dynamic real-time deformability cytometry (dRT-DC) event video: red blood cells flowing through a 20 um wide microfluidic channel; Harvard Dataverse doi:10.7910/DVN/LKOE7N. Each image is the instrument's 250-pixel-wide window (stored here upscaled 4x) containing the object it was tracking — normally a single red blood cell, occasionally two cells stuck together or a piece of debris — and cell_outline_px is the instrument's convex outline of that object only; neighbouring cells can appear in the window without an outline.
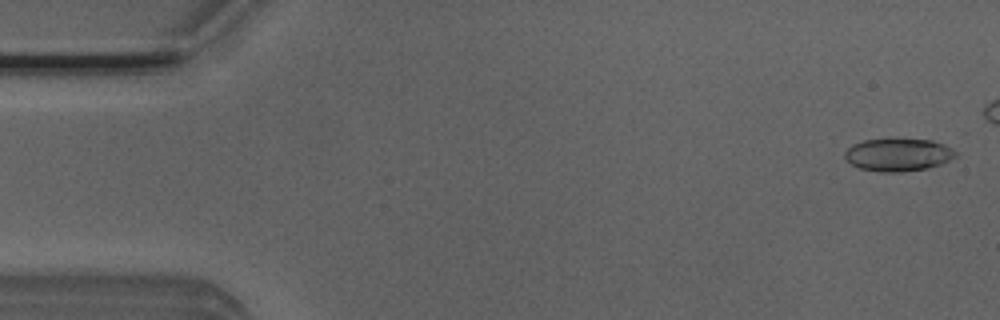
{"species": "Egyptian fruit bat (a non-hibernating species)", "species_latin": "Rousettus aegyptiacus", "temperature_condition": "room temperature", "stored_images_in_passage": 7, "camera_frame_rate_fps": 3000, "um_per_image_px": 0.085, "animal": {"sex": "male"}, "frame": {"image": 1, "passage_image": 1, "time_ms": 0.0, "image_size_px": [1000, 320], "cell_outline_px": [[956, 156], [940, 164], [928, 168], [904, 172], [880, 172], [860, 168], [844, 160], [844, 152], [852, 144], [864, 140], [888, 136], [892, 136], [932, 140], [944, 144], [952, 148], [956, 152]], "centroid_in_image_um": [76.31, 13.1], "position_along_channel_um": 8.7, "area_um2": 22.02}}